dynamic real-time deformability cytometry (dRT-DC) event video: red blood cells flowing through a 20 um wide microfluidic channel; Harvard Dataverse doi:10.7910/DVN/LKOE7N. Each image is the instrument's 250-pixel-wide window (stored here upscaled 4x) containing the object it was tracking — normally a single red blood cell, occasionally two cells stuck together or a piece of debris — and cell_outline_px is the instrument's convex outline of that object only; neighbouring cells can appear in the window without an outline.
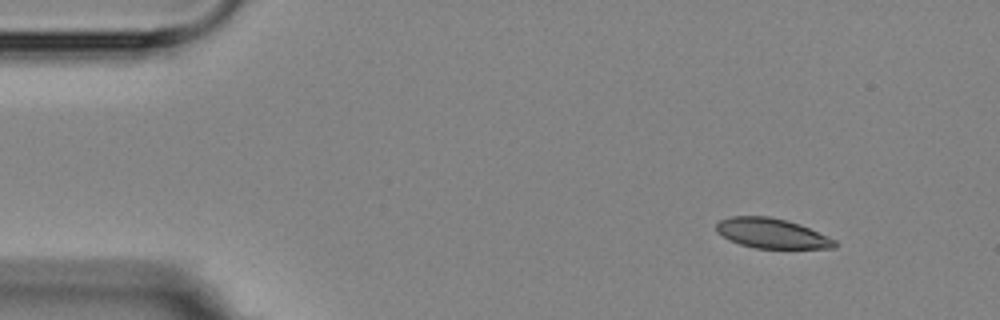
{"species": "Egyptian fruit bat (a non-hibernating species)", "species_latin": "Rousettus aegyptiacus", "temperature_condition": "room temperature", "stored_images_in_passage": 4, "camera_frame_rate_fps": 3000, "um_per_image_px": 0.085, "animal": {"sex": "female"}, "frame": {"image": 1, "passage_image": 1, "time_ms": 0.0, "image_size_px": [1000, 320], "cell_outline_px": [[836, 248], [756, 248], [740, 244], [728, 240], [716, 232], [716, 224], [720, 220], [732, 216], [768, 216], [800, 224], [828, 236], [836, 240]], "centroid_in_image_um": [65.58, 19.83], "position_along_channel_um": 19.4, "area_um2": 20.58}}
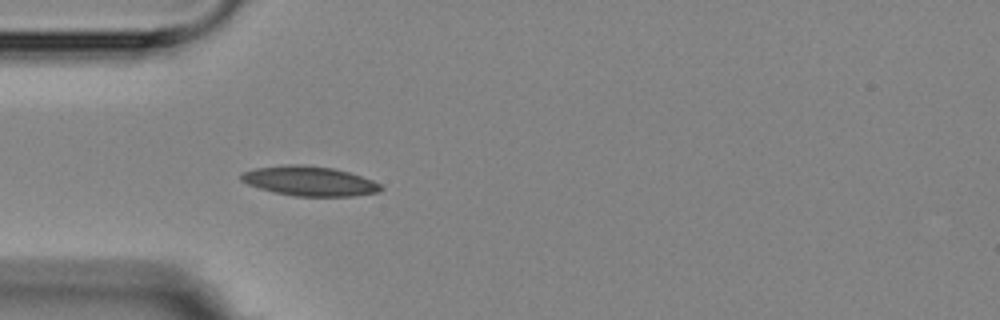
{"frame": {"image": 2, "passage_image": 4, "time_ms": 3.333, "image_size_px": [1000, 320], "cell_outline_px": [[384, 188], [380, 192], [352, 196], [296, 196], [276, 192], [260, 188], [248, 184], [240, 180], [240, 176], [244, 172], [256, 168], [288, 164], [300, 164], [332, 168], [348, 172], [372, 180], [380, 184]], "centroid_in_image_um": [26.32, 15.39], "position_along_channel_um": 58.7, "area_um2": 23.87}}